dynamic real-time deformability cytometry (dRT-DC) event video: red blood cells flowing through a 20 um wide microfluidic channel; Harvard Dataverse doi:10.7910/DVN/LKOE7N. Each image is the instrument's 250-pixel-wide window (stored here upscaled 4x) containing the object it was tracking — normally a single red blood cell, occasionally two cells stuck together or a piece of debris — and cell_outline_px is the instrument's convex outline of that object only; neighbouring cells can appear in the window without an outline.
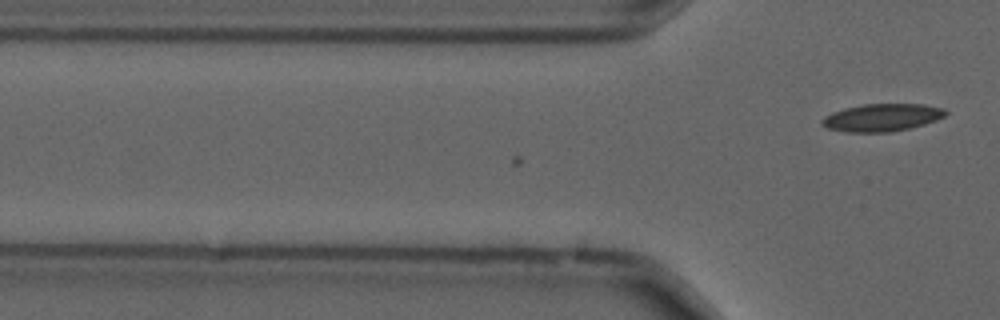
{"species": "common noctule bat (a hibernating species)", "species_latin": "Nyctalus noctula", "temperature_condition": "cold", "stored_images_in_passage": 4, "camera_frame_rate_fps": 3000, "um_per_image_px": 0.085, "animal": {"sex": "male", "forearm_length_mm": 52.5}, "frame": {"image": 1, "passage_image": 4, "time_ms": 1.0, "image_size_px": [1000, 320], "cell_outline_px": [[948, 112], [944, 116], [936, 120], [924, 124], [908, 128], [888, 132], [848, 132], [828, 128], [820, 124], [820, 120], [824, 116], [832, 112], [844, 108], [864, 104], [924, 104], [944, 108]], "centroid_in_image_um": [74.95, 9.98], "position_along_channel_um": 50.9, "area_um2": 19.83}}